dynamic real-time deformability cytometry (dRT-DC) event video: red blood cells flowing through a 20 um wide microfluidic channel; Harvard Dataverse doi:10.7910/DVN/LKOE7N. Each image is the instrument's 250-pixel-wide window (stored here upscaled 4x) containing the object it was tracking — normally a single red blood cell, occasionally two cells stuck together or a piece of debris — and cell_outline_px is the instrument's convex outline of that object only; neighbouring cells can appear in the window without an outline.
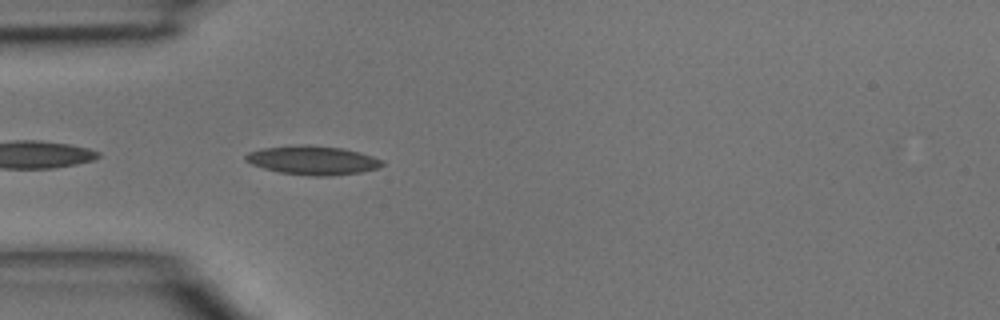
{"species": "common noctule bat (a hibernating species)", "species_latin": "Nyctalus noctula", "temperature_condition": "room temperature", "stored_images_in_passage": 24, "camera_frame_rate_fps": 3000, "um_per_image_px": 0.085, "animal": {"sex": "male", "body_mass_g": 15.6}, "frame": {"image": 1, "passage_image": 12, "time_ms": 3.667, "image_size_px": [1000, 320], "cell_outline_px": [[384, 164], [376, 168], [360, 172], [328, 176], [312, 176], [280, 172], [264, 168], [252, 164], [244, 160], [244, 156], [248, 152], [264, 148], [340, 148], [360, 152], [384, 160]], "centroid_in_image_um": [26.62, 13.68], "position_along_channel_um": 58.4, "area_um2": 21.68}}